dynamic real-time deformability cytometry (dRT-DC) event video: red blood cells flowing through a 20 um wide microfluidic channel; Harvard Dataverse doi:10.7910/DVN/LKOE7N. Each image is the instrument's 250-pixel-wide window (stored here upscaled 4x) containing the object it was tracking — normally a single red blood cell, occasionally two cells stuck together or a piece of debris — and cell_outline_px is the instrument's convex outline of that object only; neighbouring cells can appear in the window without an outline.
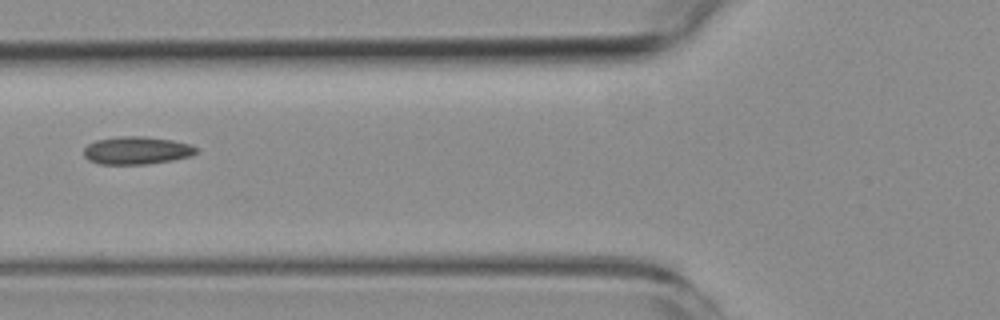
{"species": "common noctule bat (a hibernating species)", "species_latin": "Nyctalus noctula", "temperature_condition": "room temperature", "stored_images_in_passage": 3, "camera_frame_rate_fps": 3000, "um_per_image_px": 0.085, "animal": {"sex": "female", "body_mass_g": 19.3, "forearm_length_mm": 54.1}, "frame": {"image": 1, "passage_image": 3, "time_ms": 2.333, "image_size_px": [1000, 320], "cell_outline_px": [[200, 152], [192, 156], [172, 160], [148, 164], [100, 164], [88, 160], [84, 156], [84, 148], [88, 144], [96, 140], [120, 136], [144, 136], [172, 140], [188, 144], [196, 148]], "centroid_in_image_um": [11.62, 12.79], "position_along_channel_um": 114.2, "area_um2": 18.26}}